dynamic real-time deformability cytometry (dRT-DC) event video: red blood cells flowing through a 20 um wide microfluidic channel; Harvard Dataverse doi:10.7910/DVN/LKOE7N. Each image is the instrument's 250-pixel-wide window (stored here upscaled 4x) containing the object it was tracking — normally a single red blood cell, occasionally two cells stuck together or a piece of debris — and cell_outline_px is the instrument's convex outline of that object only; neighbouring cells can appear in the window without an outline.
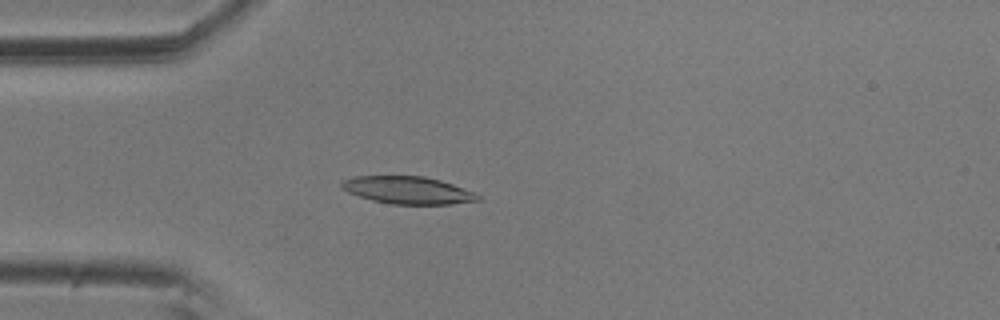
{"species": "common noctule bat (a hibernating species)", "species_latin": "Nyctalus noctula", "temperature_condition": "room temperature", "stored_images_in_passage": 5, "camera_frame_rate_fps": 3000, "um_per_image_px": 0.085, "animal": {"sex": "male", "body_mass_g": 20.5, "forearm_length_mm": 52.5}, "frame": {"image": 1, "passage_image": 5, "time_ms": 1.333, "image_size_px": [1000, 320], "cell_outline_px": [[480, 200], [452, 204], [392, 204], [372, 200], [348, 192], [340, 188], [340, 180], [352, 176], [424, 176], [440, 180], [476, 192], [480, 196]], "centroid_in_image_um": [34.64, 16.16], "position_along_channel_um": 50.4, "area_um2": 21.91}}